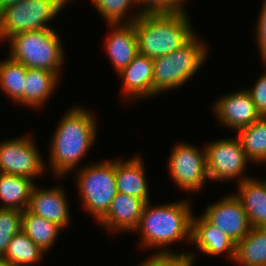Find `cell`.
I'll return each mask as SVG.
<instances>
[{
  "label": "cell",
  "instance_id": "6da1fadb",
  "mask_svg": "<svg viewBox=\"0 0 266 266\" xmlns=\"http://www.w3.org/2000/svg\"><path fill=\"white\" fill-rule=\"evenodd\" d=\"M92 111L80 106L70 108L58 123L50 142V167L57 177H65L77 167L94 146L97 122Z\"/></svg>",
  "mask_w": 266,
  "mask_h": 266
},
{
  "label": "cell",
  "instance_id": "7a4b0ae2",
  "mask_svg": "<svg viewBox=\"0 0 266 266\" xmlns=\"http://www.w3.org/2000/svg\"><path fill=\"white\" fill-rule=\"evenodd\" d=\"M150 205H153L150 201L145 203L140 222L133 231L141 235L139 243L142 247L162 248L157 253L165 254L175 253L169 249V245L176 241L186 239L185 241L191 243L193 212L190 202L181 200L169 204Z\"/></svg>",
  "mask_w": 266,
  "mask_h": 266
},
{
  "label": "cell",
  "instance_id": "3957f363",
  "mask_svg": "<svg viewBox=\"0 0 266 266\" xmlns=\"http://www.w3.org/2000/svg\"><path fill=\"white\" fill-rule=\"evenodd\" d=\"M186 11L174 14H143L134 22L138 53L151 59L162 57L184 45L194 34Z\"/></svg>",
  "mask_w": 266,
  "mask_h": 266
},
{
  "label": "cell",
  "instance_id": "277c9868",
  "mask_svg": "<svg viewBox=\"0 0 266 266\" xmlns=\"http://www.w3.org/2000/svg\"><path fill=\"white\" fill-rule=\"evenodd\" d=\"M6 41L10 44L9 58L27 68L52 71L59 77L65 54L55 28L17 33Z\"/></svg>",
  "mask_w": 266,
  "mask_h": 266
},
{
  "label": "cell",
  "instance_id": "5b68a950",
  "mask_svg": "<svg viewBox=\"0 0 266 266\" xmlns=\"http://www.w3.org/2000/svg\"><path fill=\"white\" fill-rule=\"evenodd\" d=\"M206 43L195 33L184 45L168 55L153 59V97L185 84L204 64Z\"/></svg>",
  "mask_w": 266,
  "mask_h": 266
},
{
  "label": "cell",
  "instance_id": "8992f818",
  "mask_svg": "<svg viewBox=\"0 0 266 266\" xmlns=\"http://www.w3.org/2000/svg\"><path fill=\"white\" fill-rule=\"evenodd\" d=\"M76 175L77 191L83 207L99 221L117 194L115 159L83 166Z\"/></svg>",
  "mask_w": 266,
  "mask_h": 266
},
{
  "label": "cell",
  "instance_id": "52a82bcc",
  "mask_svg": "<svg viewBox=\"0 0 266 266\" xmlns=\"http://www.w3.org/2000/svg\"><path fill=\"white\" fill-rule=\"evenodd\" d=\"M68 0H20L0 11V42L26 31L52 29L48 24Z\"/></svg>",
  "mask_w": 266,
  "mask_h": 266
},
{
  "label": "cell",
  "instance_id": "ba28073f",
  "mask_svg": "<svg viewBox=\"0 0 266 266\" xmlns=\"http://www.w3.org/2000/svg\"><path fill=\"white\" fill-rule=\"evenodd\" d=\"M172 150L167 163L170 178L182 190L200 191L209 179L205 148L179 142Z\"/></svg>",
  "mask_w": 266,
  "mask_h": 266
},
{
  "label": "cell",
  "instance_id": "9c48e42d",
  "mask_svg": "<svg viewBox=\"0 0 266 266\" xmlns=\"http://www.w3.org/2000/svg\"><path fill=\"white\" fill-rule=\"evenodd\" d=\"M204 147L209 179L227 182L236 178L239 184L250 178L243 173L250 160L237 137L213 141Z\"/></svg>",
  "mask_w": 266,
  "mask_h": 266
},
{
  "label": "cell",
  "instance_id": "30bf717a",
  "mask_svg": "<svg viewBox=\"0 0 266 266\" xmlns=\"http://www.w3.org/2000/svg\"><path fill=\"white\" fill-rule=\"evenodd\" d=\"M34 137L20 136L0 143V173L23 176L33 180L42 175L45 163Z\"/></svg>",
  "mask_w": 266,
  "mask_h": 266
},
{
  "label": "cell",
  "instance_id": "8fae6325",
  "mask_svg": "<svg viewBox=\"0 0 266 266\" xmlns=\"http://www.w3.org/2000/svg\"><path fill=\"white\" fill-rule=\"evenodd\" d=\"M202 216L223 231L235 244L252 229L240 200L232 193L217 203L208 204Z\"/></svg>",
  "mask_w": 266,
  "mask_h": 266
},
{
  "label": "cell",
  "instance_id": "7c38bea8",
  "mask_svg": "<svg viewBox=\"0 0 266 266\" xmlns=\"http://www.w3.org/2000/svg\"><path fill=\"white\" fill-rule=\"evenodd\" d=\"M215 103L213 111L220 126H227L235 131L251 125L261 117L245 89L221 96Z\"/></svg>",
  "mask_w": 266,
  "mask_h": 266
},
{
  "label": "cell",
  "instance_id": "4fadbf2b",
  "mask_svg": "<svg viewBox=\"0 0 266 266\" xmlns=\"http://www.w3.org/2000/svg\"><path fill=\"white\" fill-rule=\"evenodd\" d=\"M65 193L60 185L49 189H40L35 184L31 191L27 209L63 229L70 224L71 217Z\"/></svg>",
  "mask_w": 266,
  "mask_h": 266
},
{
  "label": "cell",
  "instance_id": "5bb4252c",
  "mask_svg": "<svg viewBox=\"0 0 266 266\" xmlns=\"http://www.w3.org/2000/svg\"><path fill=\"white\" fill-rule=\"evenodd\" d=\"M118 75L126 100L132 102L153 97V59L138 53Z\"/></svg>",
  "mask_w": 266,
  "mask_h": 266
},
{
  "label": "cell",
  "instance_id": "9a60e30c",
  "mask_svg": "<svg viewBox=\"0 0 266 266\" xmlns=\"http://www.w3.org/2000/svg\"><path fill=\"white\" fill-rule=\"evenodd\" d=\"M145 202L130 195L117 192L107 213L98 221L106 231H134L139 222Z\"/></svg>",
  "mask_w": 266,
  "mask_h": 266
},
{
  "label": "cell",
  "instance_id": "2e32d148",
  "mask_svg": "<svg viewBox=\"0 0 266 266\" xmlns=\"http://www.w3.org/2000/svg\"><path fill=\"white\" fill-rule=\"evenodd\" d=\"M191 244L200 252L209 256L226 253V257L235 259L236 244L219 228L209 223L203 216L192 217Z\"/></svg>",
  "mask_w": 266,
  "mask_h": 266
},
{
  "label": "cell",
  "instance_id": "e0dca14e",
  "mask_svg": "<svg viewBox=\"0 0 266 266\" xmlns=\"http://www.w3.org/2000/svg\"><path fill=\"white\" fill-rule=\"evenodd\" d=\"M105 40L106 53L116 73L127 67L138 54V40L134 24H110Z\"/></svg>",
  "mask_w": 266,
  "mask_h": 266
},
{
  "label": "cell",
  "instance_id": "ac0fdd59",
  "mask_svg": "<svg viewBox=\"0 0 266 266\" xmlns=\"http://www.w3.org/2000/svg\"><path fill=\"white\" fill-rule=\"evenodd\" d=\"M142 157L136 155L127 161L115 159L117 192L150 201Z\"/></svg>",
  "mask_w": 266,
  "mask_h": 266
},
{
  "label": "cell",
  "instance_id": "d6986e66",
  "mask_svg": "<svg viewBox=\"0 0 266 266\" xmlns=\"http://www.w3.org/2000/svg\"><path fill=\"white\" fill-rule=\"evenodd\" d=\"M235 196L240 200L250 224L266 228V179L249 178L240 182Z\"/></svg>",
  "mask_w": 266,
  "mask_h": 266
},
{
  "label": "cell",
  "instance_id": "ffe728a7",
  "mask_svg": "<svg viewBox=\"0 0 266 266\" xmlns=\"http://www.w3.org/2000/svg\"><path fill=\"white\" fill-rule=\"evenodd\" d=\"M60 78L52 71L27 68L23 90V106L43 107L57 88Z\"/></svg>",
  "mask_w": 266,
  "mask_h": 266
},
{
  "label": "cell",
  "instance_id": "44dd1931",
  "mask_svg": "<svg viewBox=\"0 0 266 266\" xmlns=\"http://www.w3.org/2000/svg\"><path fill=\"white\" fill-rule=\"evenodd\" d=\"M29 178L0 173V208L24 211L35 183Z\"/></svg>",
  "mask_w": 266,
  "mask_h": 266
},
{
  "label": "cell",
  "instance_id": "7402d4cb",
  "mask_svg": "<svg viewBox=\"0 0 266 266\" xmlns=\"http://www.w3.org/2000/svg\"><path fill=\"white\" fill-rule=\"evenodd\" d=\"M236 264L266 266V228H255L236 244Z\"/></svg>",
  "mask_w": 266,
  "mask_h": 266
},
{
  "label": "cell",
  "instance_id": "603a6c76",
  "mask_svg": "<svg viewBox=\"0 0 266 266\" xmlns=\"http://www.w3.org/2000/svg\"><path fill=\"white\" fill-rule=\"evenodd\" d=\"M61 230L60 226L31 213L28 209L22 212V231L44 252L53 247Z\"/></svg>",
  "mask_w": 266,
  "mask_h": 266
},
{
  "label": "cell",
  "instance_id": "cb8c5ba5",
  "mask_svg": "<svg viewBox=\"0 0 266 266\" xmlns=\"http://www.w3.org/2000/svg\"><path fill=\"white\" fill-rule=\"evenodd\" d=\"M247 158L256 164L266 163V117L261 116L251 125L237 130Z\"/></svg>",
  "mask_w": 266,
  "mask_h": 266
},
{
  "label": "cell",
  "instance_id": "d4e9b609",
  "mask_svg": "<svg viewBox=\"0 0 266 266\" xmlns=\"http://www.w3.org/2000/svg\"><path fill=\"white\" fill-rule=\"evenodd\" d=\"M27 67L8 58L0 62V90L7 94L17 105L23 106V90Z\"/></svg>",
  "mask_w": 266,
  "mask_h": 266
},
{
  "label": "cell",
  "instance_id": "484cf974",
  "mask_svg": "<svg viewBox=\"0 0 266 266\" xmlns=\"http://www.w3.org/2000/svg\"><path fill=\"white\" fill-rule=\"evenodd\" d=\"M44 251L37 246L22 230L14 235L3 255L13 266H30L39 263Z\"/></svg>",
  "mask_w": 266,
  "mask_h": 266
},
{
  "label": "cell",
  "instance_id": "4316f807",
  "mask_svg": "<svg viewBox=\"0 0 266 266\" xmlns=\"http://www.w3.org/2000/svg\"><path fill=\"white\" fill-rule=\"evenodd\" d=\"M95 9L101 14L102 18L110 24H131L141 14L139 12L132 13L128 19V9L131 6H137L136 0H91ZM125 19V20H124Z\"/></svg>",
  "mask_w": 266,
  "mask_h": 266
},
{
  "label": "cell",
  "instance_id": "83f0119b",
  "mask_svg": "<svg viewBox=\"0 0 266 266\" xmlns=\"http://www.w3.org/2000/svg\"><path fill=\"white\" fill-rule=\"evenodd\" d=\"M22 212L0 208V256H3L12 237L22 230Z\"/></svg>",
  "mask_w": 266,
  "mask_h": 266
},
{
  "label": "cell",
  "instance_id": "f1b7e54d",
  "mask_svg": "<svg viewBox=\"0 0 266 266\" xmlns=\"http://www.w3.org/2000/svg\"><path fill=\"white\" fill-rule=\"evenodd\" d=\"M187 0H136L138 12L143 14H174L185 11ZM141 9V10H140Z\"/></svg>",
  "mask_w": 266,
  "mask_h": 266
},
{
  "label": "cell",
  "instance_id": "f546056e",
  "mask_svg": "<svg viewBox=\"0 0 266 266\" xmlns=\"http://www.w3.org/2000/svg\"><path fill=\"white\" fill-rule=\"evenodd\" d=\"M188 251L183 253H153L147 260L139 266H193L196 259L194 253Z\"/></svg>",
  "mask_w": 266,
  "mask_h": 266
},
{
  "label": "cell",
  "instance_id": "4dcf8cb0",
  "mask_svg": "<svg viewBox=\"0 0 266 266\" xmlns=\"http://www.w3.org/2000/svg\"><path fill=\"white\" fill-rule=\"evenodd\" d=\"M266 66V63H265ZM260 76L252 89L246 91L250 94L258 113L266 117V71Z\"/></svg>",
  "mask_w": 266,
  "mask_h": 266
},
{
  "label": "cell",
  "instance_id": "1f68e13d",
  "mask_svg": "<svg viewBox=\"0 0 266 266\" xmlns=\"http://www.w3.org/2000/svg\"><path fill=\"white\" fill-rule=\"evenodd\" d=\"M261 12L258 15L256 26V41L259 48V53L262 58V62L266 63V0L261 5Z\"/></svg>",
  "mask_w": 266,
  "mask_h": 266
},
{
  "label": "cell",
  "instance_id": "d6a6232c",
  "mask_svg": "<svg viewBox=\"0 0 266 266\" xmlns=\"http://www.w3.org/2000/svg\"><path fill=\"white\" fill-rule=\"evenodd\" d=\"M18 1H20V0H0V11L4 7H7V6L12 5V4H15Z\"/></svg>",
  "mask_w": 266,
  "mask_h": 266
},
{
  "label": "cell",
  "instance_id": "836d02e7",
  "mask_svg": "<svg viewBox=\"0 0 266 266\" xmlns=\"http://www.w3.org/2000/svg\"><path fill=\"white\" fill-rule=\"evenodd\" d=\"M0 266H13V265L3 256H0Z\"/></svg>",
  "mask_w": 266,
  "mask_h": 266
}]
</instances>
